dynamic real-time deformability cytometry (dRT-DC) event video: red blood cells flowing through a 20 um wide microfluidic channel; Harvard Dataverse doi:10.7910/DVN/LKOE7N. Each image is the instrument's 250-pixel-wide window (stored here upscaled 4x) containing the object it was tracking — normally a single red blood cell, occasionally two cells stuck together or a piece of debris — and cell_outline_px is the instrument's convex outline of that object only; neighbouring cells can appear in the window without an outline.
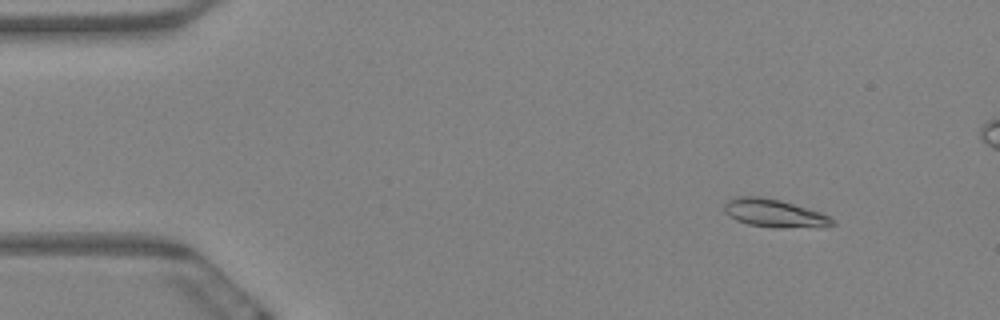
{"species": "Egyptian fruit bat (a non-hibernating species)", "species_latin": "Rousettus aegyptiacus", "temperature_condition": "warm", "stored_images_in_passage": 7, "camera_frame_rate_fps": 3000, "um_per_image_px": 0.085, "animal": {"sex": "female"}, "frame": {"image": 1, "passage_image": 3, "time_ms": 0.667, "image_size_px": [1000, 320], "cell_outline_px": [[836, 224], [820, 228], [772, 228], [748, 224], [736, 220], [728, 216], [724, 212], [724, 204], [728, 200], [736, 196], [760, 196], [780, 200], [820, 212], [836, 220]], "centroid_in_image_um": [65.84, 18.15], "position_along_channel_um": 19.2, "area_um2": 18.03}}